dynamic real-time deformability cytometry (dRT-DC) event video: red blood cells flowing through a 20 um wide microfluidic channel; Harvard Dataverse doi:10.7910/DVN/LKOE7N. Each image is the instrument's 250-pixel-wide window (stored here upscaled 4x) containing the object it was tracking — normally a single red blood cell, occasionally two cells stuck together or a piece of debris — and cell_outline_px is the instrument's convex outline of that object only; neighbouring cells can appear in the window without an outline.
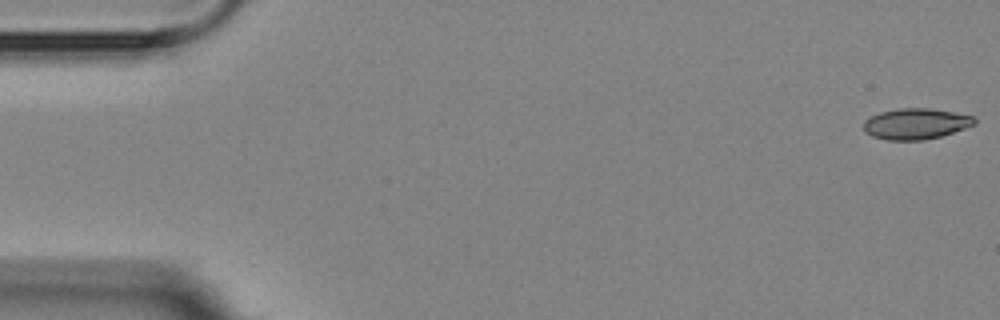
{"species": "Egyptian fruit bat (a non-hibernating species)", "species_latin": "Rousettus aegyptiacus", "temperature_condition": "room temperature", "stored_images_in_passage": 5, "camera_frame_rate_fps": 3000, "um_per_image_px": 0.085, "animal": {"sex": "female"}, "frame": {"image": 1, "passage_image": 1, "time_ms": 0.0, "image_size_px": [1000, 320], "cell_outline_px": [[976, 124], [940, 136], [924, 140], [888, 140], [872, 136], [864, 128], [864, 120], [880, 112], [900, 108], [928, 108], [952, 112], [972, 116], [976, 120]], "centroid_in_image_um": [77.84, 10.52], "position_along_channel_um": 7.2, "area_um2": 19.65}}
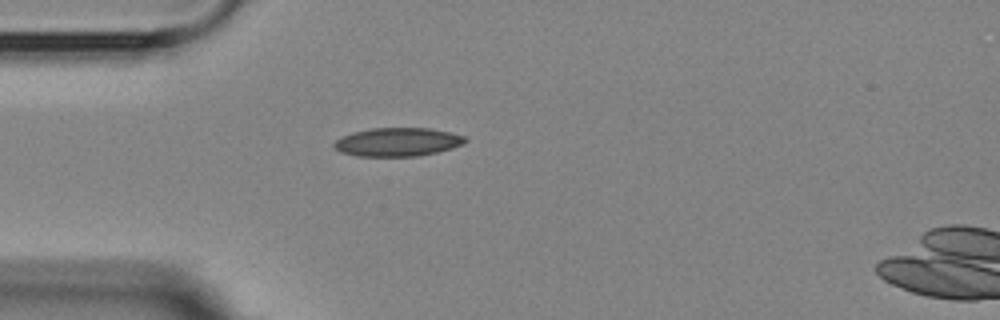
{"frame": {"image": 2, "passage_image": 4, "time_ms": 4.667, "image_size_px": [1000, 320], "cell_outline_px": [[468, 140], [464, 144], [452, 148], [420, 156], [356, 156], [340, 152], [332, 148], [332, 144], [336, 140], [352, 132], [372, 128], [428, 128], [448, 132], [464, 136]], "centroid_in_image_um": [33.77, 12.08], "position_along_channel_um": 51.2, "area_um2": 21.85}}